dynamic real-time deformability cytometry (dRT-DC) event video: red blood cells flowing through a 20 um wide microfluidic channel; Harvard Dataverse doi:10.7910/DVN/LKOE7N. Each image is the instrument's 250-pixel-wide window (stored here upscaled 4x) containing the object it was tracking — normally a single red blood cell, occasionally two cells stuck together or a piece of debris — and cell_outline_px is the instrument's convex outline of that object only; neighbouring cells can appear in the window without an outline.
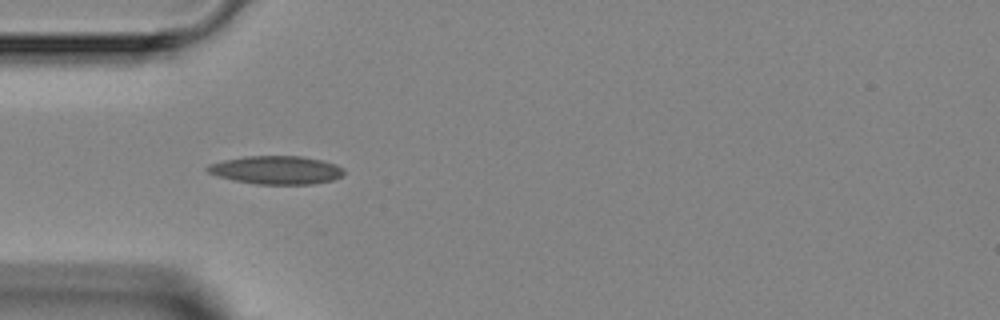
{"species": "Egyptian fruit bat (a non-hibernating species)", "species_latin": "Rousettus aegyptiacus", "temperature_condition": "room temperature", "stored_images_in_passage": 5, "camera_frame_rate_fps": 3000, "um_per_image_px": 0.085, "animal": {"sex": "female"}, "frame": {"image": 1, "passage_image": 4, "time_ms": 3.333, "image_size_px": [1000, 320], "cell_outline_px": [[344, 172], [340, 176], [332, 180], [312, 184], [256, 184], [232, 180], [208, 172], [204, 168], [208, 164], [224, 160], [244, 156], [300, 156], [320, 160], [336, 164], [344, 168]], "centroid_in_image_um": [23.46, 14.45], "position_along_channel_um": 61.5, "area_um2": 22.43}}
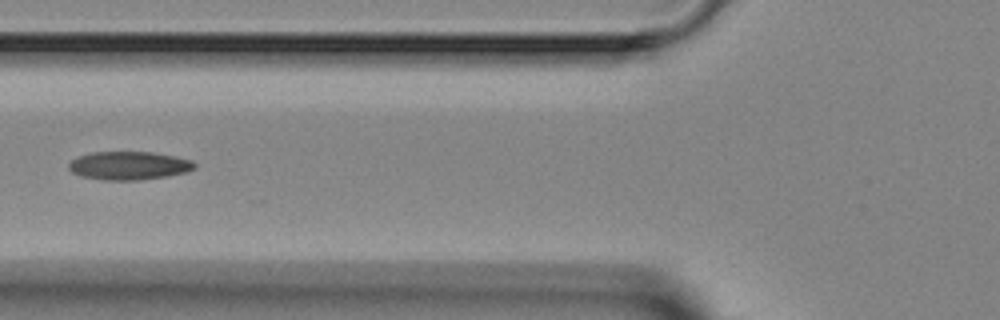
{"frame": {"image": 2, "passage_image": 5, "time_ms": 4.667, "image_size_px": [1000, 320], "cell_outline_px": [[196, 168], [184, 172], [164, 176], [140, 180], [104, 180], [80, 176], [72, 172], [68, 168], [68, 164], [76, 156], [92, 152], [152, 152], [176, 156], [192, 160], [196, 164]], "centroid_in_image_um": [10.93, 14.07], "position_along_channel_um": 114.9, "area_um2": 20.81}}